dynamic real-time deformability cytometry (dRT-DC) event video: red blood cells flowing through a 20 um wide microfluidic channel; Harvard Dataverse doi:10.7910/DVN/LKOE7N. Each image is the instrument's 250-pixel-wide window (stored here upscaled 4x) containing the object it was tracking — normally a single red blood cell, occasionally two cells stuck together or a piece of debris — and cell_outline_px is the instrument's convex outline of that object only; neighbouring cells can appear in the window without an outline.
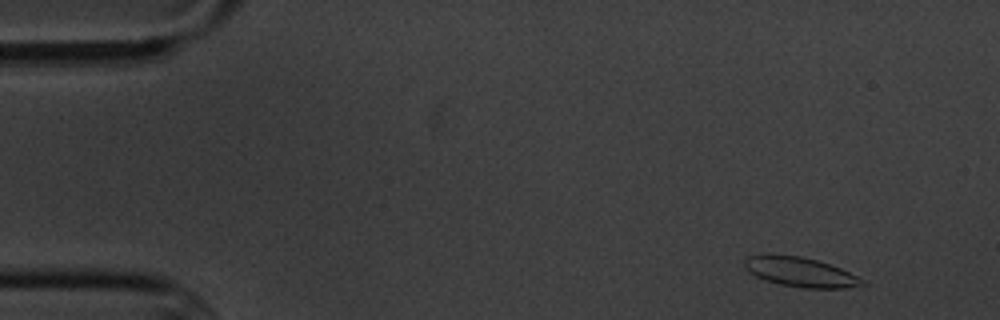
{"species": "common noctule bat (a hibernating species)", "species_latin": "Nyctalus noctula", "temperature_condition": "cold", "stored_images_in_passage": 10, "camera_frame_rate_fps": 3000, "um_per_image_px": 0.085, "animal": {"sex": "male", "body_mass_g": 20.1, "forearm_length_mm": 53.5}, "frame": {"image": 1, "passage_image": 2, "time_ms": 1.0, "image_size_px": [1000, 320], "cell_outline_px": [[868, 284], [848, 288], [804, 288], [780, 284], [756, 276], [748, 272], [744, 268], [744, 260], [748, 256], [800, 256], [816, 260], [840, 268], [868, 280]], "centroid_in_image_um": [68.13, 23.16], "position_along_channel_um": 16.9, "area_um2": 20.0}}
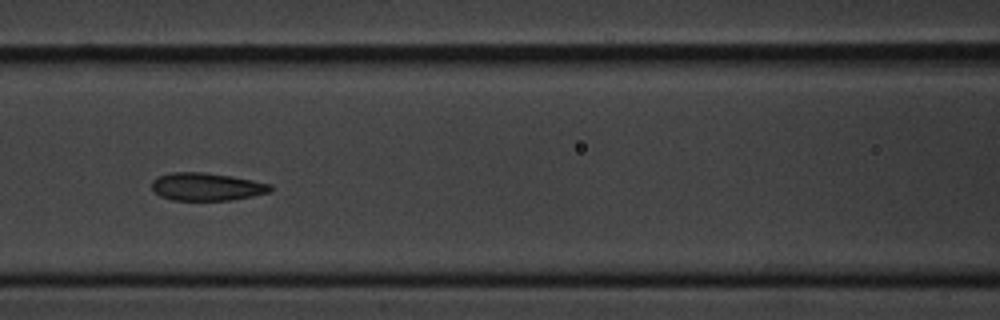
{"frame": {"image": 2, "passage_image": 7, "time_ms": 7.667, "image_size_px": [1000, 320], "cell_outline_px": [[272, 188], [268, 192], [252, 196], [232, 200], [172, 200], [160, 196], [152, 188], [152, 180], [156, 176], [172, 172], [200, 172], [232, 176], [272, 184]], "centroid_in_image_um": [17.54, 15.87], "position_along_channel_um": 149.1, "area_um2": 19.19}}
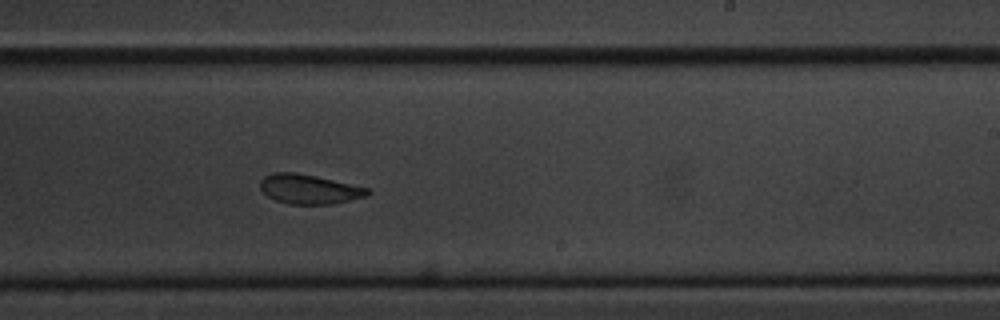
{"frame": {"image": 3, "passage_image": 10, "time_ms": 11.0, "image_size_px": [1000, 320], "cell_outline_px": [[372, 192], [368, 196], [332, 204], [288, 204], [276, 200], [268, 196], [260, 188], [260, 180], [264, 176], [272, 172], [296, 172], [316, 176], [368, 188]], "centroid_in_image_um": [26.27, 16.07], "position_along_channel_um": 262.7, "area_um2": 18.5}}